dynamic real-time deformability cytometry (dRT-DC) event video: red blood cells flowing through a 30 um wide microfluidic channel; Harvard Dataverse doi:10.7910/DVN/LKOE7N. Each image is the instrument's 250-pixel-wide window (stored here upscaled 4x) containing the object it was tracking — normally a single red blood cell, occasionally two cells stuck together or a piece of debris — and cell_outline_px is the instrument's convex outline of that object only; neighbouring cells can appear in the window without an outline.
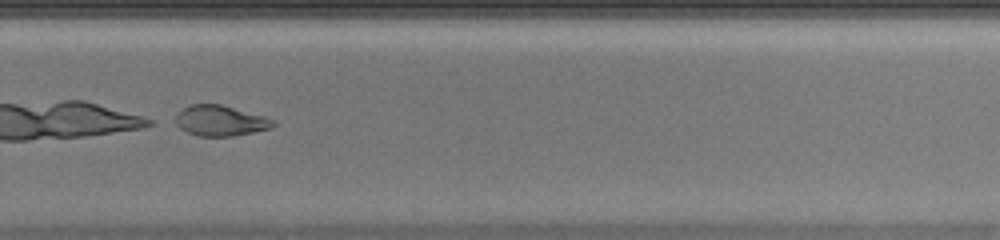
{"species": "common noctule bat (a hibernating species)", "species_latin": "Nyctalus noctula", "temperature_condition": "warm", "stored_images_in_passage": 47, "camera_frame_rate_fps": 3000, "um_per_image_px": 0.085, "animal": {"sex": "female", "body_mass_g": 20.0, "forearm_length_mm": 54.0}, "frame": {"image": 1, "passage_image": 34, "time_ms": 11.0, "image_size_px": [1000, 240], "cell_outline_px": [[276, 124], [272, 128], [232, 136], [200, 136], [188, 132], [172, 124], [168, 120], [176, 112], [192, 104], [220, 104], [264, 116], [276, 120]], "centroid_in_image_um": [18.64, 10.25], "position_along_channel_um": 311.2, "area_um2": 17.74}}